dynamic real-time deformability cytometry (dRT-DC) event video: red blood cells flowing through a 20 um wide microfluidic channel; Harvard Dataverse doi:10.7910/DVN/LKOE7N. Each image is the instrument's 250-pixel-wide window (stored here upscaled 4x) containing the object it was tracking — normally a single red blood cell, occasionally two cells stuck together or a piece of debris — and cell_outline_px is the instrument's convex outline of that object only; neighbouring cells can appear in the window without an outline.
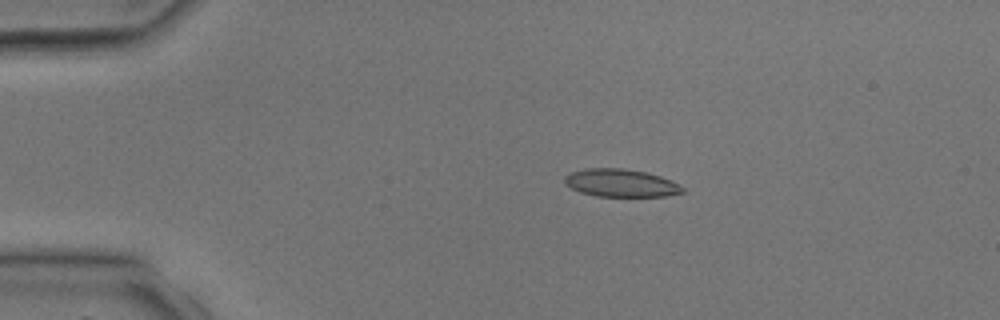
{"species": "common noctule bat (a hibernating species)", "species_latin": "Nyctalus noctula", "temperature_condition": "room temperature", "stored_images_in_passage": 3, "camera_frame_rate_fps": 3000, "um_per_image_px": 0.085, "animal": {"sex": "male", "body_mass_g": 17.9, "forearm_length_mm": 54.2}, "frame": {"image": 1, "passage_image": 2, "time_ms": 1.333, "image_size_px": [1000, 320], "cell_outline_px": [[684, 192], [664, 196], [596, 196], [580, 192], [564, 184], [564, 176], [572, 172], [584, 168], [624, 168], [648, 172], [672, 180], [684, 188]], "centroid_in_image_um": [52.76, 15.54], "position_along_channel_um": 32.2, "area_um2": 19.19}}